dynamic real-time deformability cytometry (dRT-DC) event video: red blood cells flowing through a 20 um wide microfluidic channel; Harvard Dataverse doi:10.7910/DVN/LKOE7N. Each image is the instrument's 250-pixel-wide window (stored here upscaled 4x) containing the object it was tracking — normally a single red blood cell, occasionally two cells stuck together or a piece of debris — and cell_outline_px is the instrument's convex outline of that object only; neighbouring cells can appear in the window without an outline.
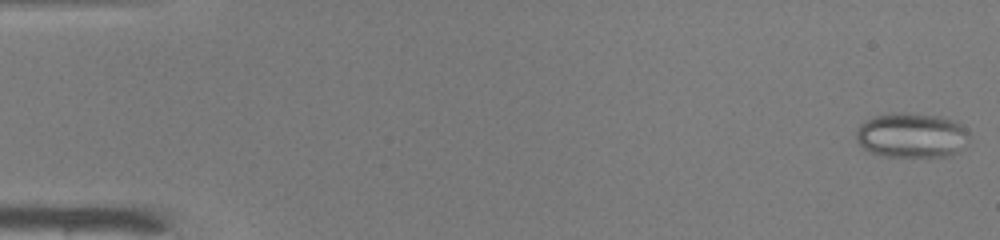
{"species": "common noctule bat (a hibernating species)", "species_latin": "Nyctalus noctula", "temperature_condition": "warm", "stored_images_in_passage": 16, "camera_frame_rate_fps": 3000, "um_per_image_px": 0.085, "animal": {"sex": "male", "body_mass_g": 19.0, "forearm_length_mm": 50.8}, "frame": {"image": 1, "passage_image": 1, "time_ms": 0.0, "image_size_px": [1000, 240], "cell_outline_px": [[968, 140], [952, 156], [880, 156], [868, 152], [856, 140], [856, 128], [864, 120], [876, 116], [940, 116], [956, 120], [968, 132]], "centroid_in_image_um": [77.47, 11.55], "position_along_channel_um": 7.5, "area_um2": 28.67}}